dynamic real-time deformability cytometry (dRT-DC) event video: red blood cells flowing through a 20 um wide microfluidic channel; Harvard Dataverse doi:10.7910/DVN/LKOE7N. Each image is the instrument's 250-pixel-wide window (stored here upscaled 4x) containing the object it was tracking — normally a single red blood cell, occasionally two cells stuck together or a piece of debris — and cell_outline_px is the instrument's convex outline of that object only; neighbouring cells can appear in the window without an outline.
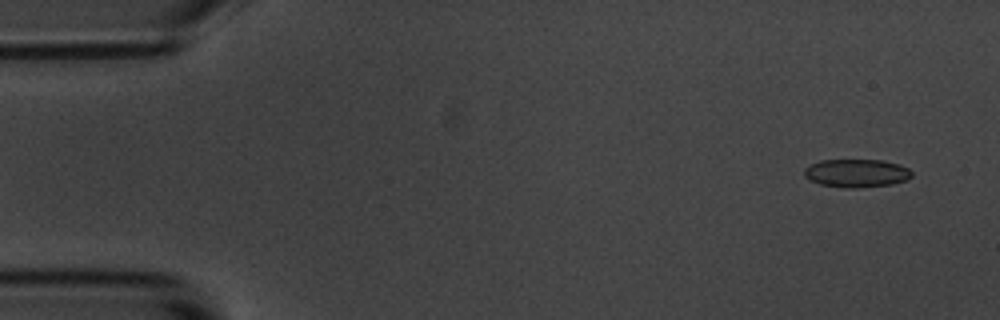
{"species": "common noctule bat (a hibernating species)", "species_latin": "Nyctalus noctula", "temperature_condition": "room temperature", "stored_images_in_passage": 6, "segment_of_instrument_passage": [1, 2], "camera_frame_rate_fps": 3000, "um_per_image_px": 0.085, "animal": {"sex": "male", "body_mass_g": 20.1, "forearm_length_mm": 53.5}, "frame": {"image": 1, "passage_image": 1, "time_ms": 0.0, "image_size_px": [1000, 320], "cell_outline_px": [[912, 176], [908, 180], [892, 184], [856, 188], [848, 188], [820, 184], [804, 176], [804, 168], [820, 160], [884, 160], [900, 164], [908, 168], [912, 172]], "centroid_in_image_um": [72.84, 14.71], "position_along_channel_um": 12.2, "area_um2": 17.69}}